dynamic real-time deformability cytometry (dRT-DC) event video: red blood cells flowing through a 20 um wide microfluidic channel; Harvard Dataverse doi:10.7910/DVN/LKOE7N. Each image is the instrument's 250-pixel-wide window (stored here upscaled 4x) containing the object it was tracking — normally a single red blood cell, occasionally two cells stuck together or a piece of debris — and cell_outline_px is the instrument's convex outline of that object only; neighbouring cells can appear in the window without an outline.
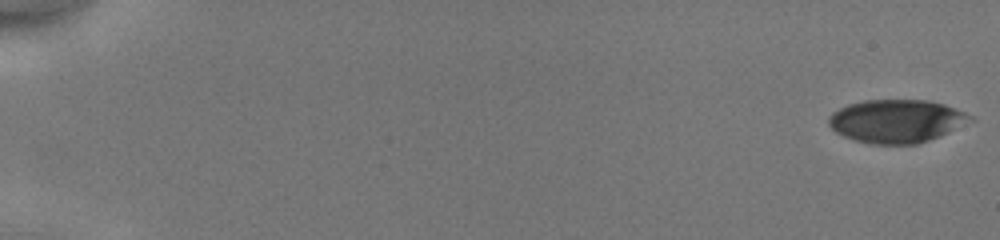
{"species": "human", "species_latin": "Homo sapiens", "temperature_condition": "cold", "stored_images_in_passage": 51, "camera_frame_rate_fps": 3000, "um_per_image_px": 0.085, "donor": {"sex": "male"}, "frame": {"image": 1, "passage_image": 1, "time_ms": 0.0, "image_size_px": [1000, 240], "cell_outline_px": [[976, 120], [940, 136], [916, 144], [868, 144], [844, 136], [836, 132], [828, 124], [828, 116], [832, 112], [848, 104], [864, 100], [928, 100], [944, 104], [956, 108], [972, 116]], "centroid_in_image_um": [76.22, 10.29], "position_along_channel_um": 8.8, "area_um2": 35.78}}
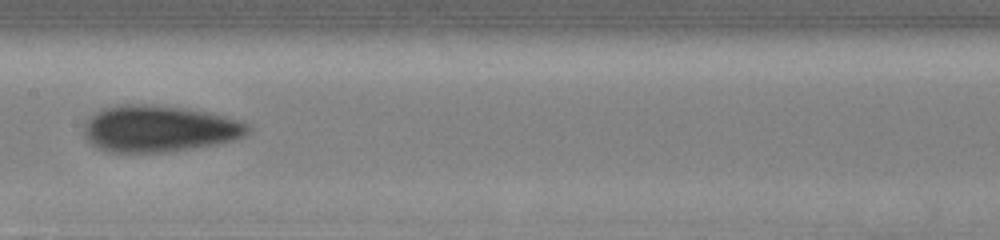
{"frame": {"image": 2, "passage_image": 28, "time_ms": 9.0, "image_size_px": [1000, 240], "cell_outline_px": [[252, 132], [244, 136], [232, 140], [216, 144], [168, 152], [112, 152], [96, 148], [84, 136], [84, 124], [96, 112], [104, 108], [120, 104], [148, 104], [184, 108], [212, 112], [240, 120], [248, 124], [252, 128]], "centroid_in_image_um": [13.56, 10.93], "position_along_channel_um": 193.8, "area_um2": 44.74}}
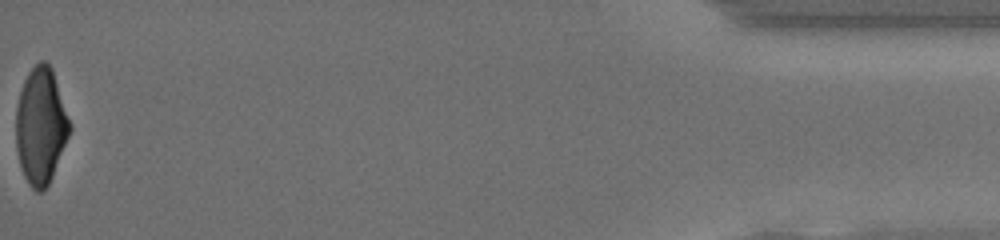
{"frame": {"image": 3, "passage_image": 51, "time_ms": 16.667, "image_size_px": [1000, 240], "cell_outline_px": [[72, 128], [52, 176], [48, 184], [40, 192], [36, 192], [28, 184], [24, 176], [20, 164], [16, 148], [16, 108], [20, 92], [24, 80], [28, 72], [40, 60], [44, 60], [52, 68], [72, 124]], "centroid_in_image_um": [3.47, 10.69], "position_along_channel_um": 431.7, "area_um2": 36.47}, "authors_computed_cell_mechanics": {"area_um2": 40.3444, "velocity_mm_per_s": 4.1823, "shape_relaxation_time_tau1_ms": 4.4667, "shape_relaxation_time_tau2_ms": 2.1522, "deformation_change_tau1": 0.1467, "deformation_change_tau2": 0.092}}